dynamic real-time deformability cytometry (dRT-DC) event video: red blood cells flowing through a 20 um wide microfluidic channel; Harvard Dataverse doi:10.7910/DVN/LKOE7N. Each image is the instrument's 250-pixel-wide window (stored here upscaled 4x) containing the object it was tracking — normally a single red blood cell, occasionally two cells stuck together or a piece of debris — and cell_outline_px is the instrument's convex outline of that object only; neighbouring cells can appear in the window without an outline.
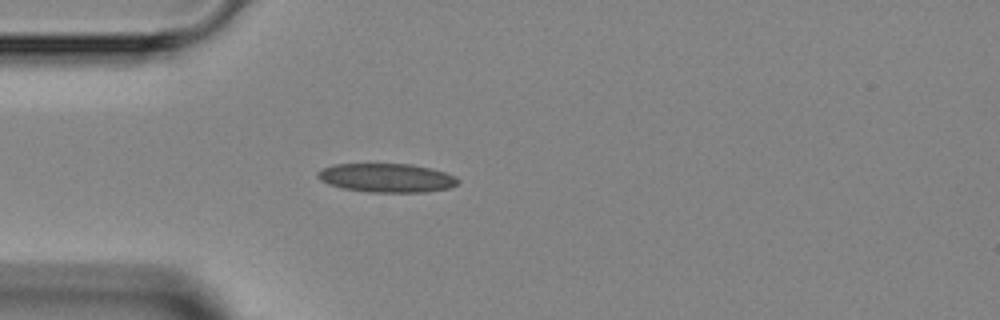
{"species": "Egyptian fruit bat (a non-hibernating species)", "species_latin": "Rousettus aegyptiacus", "temperature_condition": "room temperature", "stored_images_in_passage": 1, "camera_frame_rate_fps": 3000, "um_per_image_px": 0.085, "animal": {"sex": "female"}, "frame": {"image": 1, "passage_image": 1, "time_ms": 0.0, "image_size_px": [1000, 320], "cell_outline_px": [[460, 184], [448, 188], [424, 192], [368, 192], [344, 188], [328, 184], [320, 180], [316, 176], [316, 172], [324, 168], [336, 164], [412, 164], [432, 168], [456, 176], [460, 180]], "centroid_in_image_um": [32.9, 15.12], "position_along_channel_um": 52.1, "area_um2": 23.64}}